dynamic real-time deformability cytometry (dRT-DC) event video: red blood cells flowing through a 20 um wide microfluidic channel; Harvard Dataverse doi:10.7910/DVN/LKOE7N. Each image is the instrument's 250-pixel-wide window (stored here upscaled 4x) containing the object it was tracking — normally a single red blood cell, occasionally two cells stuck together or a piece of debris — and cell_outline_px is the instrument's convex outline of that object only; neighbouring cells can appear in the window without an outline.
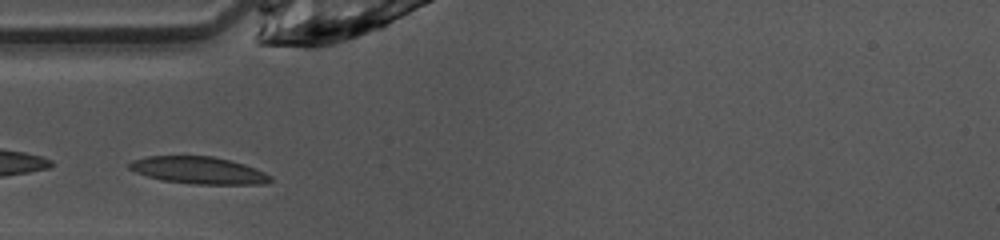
{"species": "common noctule bat (a hibernating species)", "species_latin": "Nyctalus noctula", "temperature_condition": "warm", "stored_images_in_passage": 25, "camera_frame_rate_fps": 3000, "um_per_image_px": 0.085, "animal": {"sex": "female", "body_mass_g": 10.0, "forearm_length_mm": 53.1}, "frame": {"image": 1, "passage_image": 2, "time_ms": 0.333, "image_size_px": [1000, 240], "cell_outline_px": [[272, 180], [264, 184], [192, 184], [164, 180], [148, 176], [136, 172], [128, 168], [128, 164], [132, 160], [148, 156], [212, 156], [232, 160], [244, 164], [264, 172], [272, 176]], "centroid_in_image_um": [16.89, 14.47], "position_along_channel_um": 68.1, "area_um2": 22.25}}
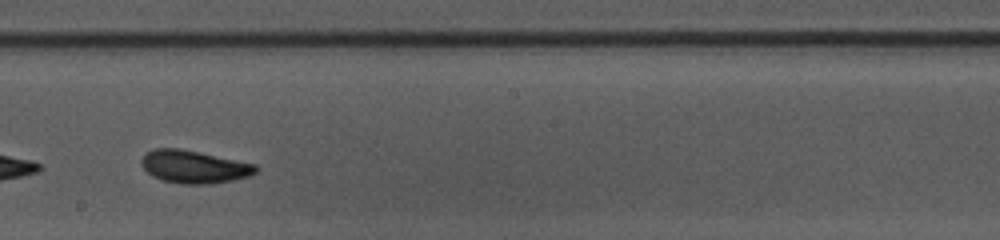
{"frame": {"image": 2, "passage_image": 14, "time_ms": 4.333, "image_size_px": [1000, 240], "cell_outline_px": [[260, 168], [256, 172], [248, 176], [232, 180], [212, 184], [180, 184], [160, 180], [152, 176], [140, 164], [140, 160], [148, 152], [156, 148], [180, 148], [256, 164]], "centroid_in_image_um": [16.49, 14.18], "position_along_channel_um": 231.7, "area_um2": 21.91}}
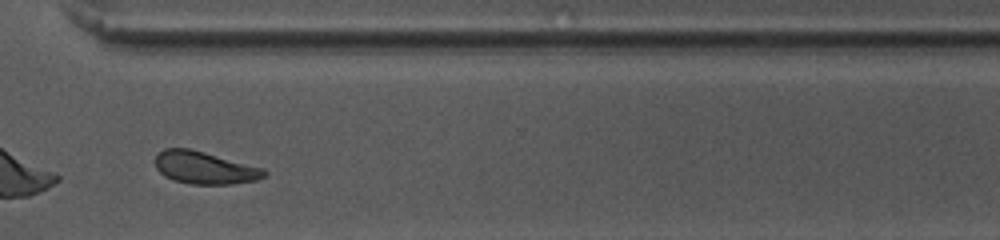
{"frame": {"image": 3, "passage_image": 23, "time_ms": 7.333, "image_size_px": [1000, 240], "cell_outline_px": [[268, 176], [256, 180], [232, 184], [192, 184], [172, 180], [164, 176], [156, 168], [156, 156], [164, 148], [188, 148], [204, 152], [264, 168], [268, 172]], "centroid_in_image_um": [17.42, 14.27], "position_along_channel_um": 353.2, "area_um2": 20.63}, "authors_computed_cell_mechanics": {"area_um2": 20.9236, "velocity_mm_per_s": 4.0558, "shape_relaxation_time_tau1_ms": 2.9211, "shape_relaxation_time_tau2_ms": 1.267, "deformation_change_tau1": 0.1421, "deformation_change_tau2": 0.0769}}